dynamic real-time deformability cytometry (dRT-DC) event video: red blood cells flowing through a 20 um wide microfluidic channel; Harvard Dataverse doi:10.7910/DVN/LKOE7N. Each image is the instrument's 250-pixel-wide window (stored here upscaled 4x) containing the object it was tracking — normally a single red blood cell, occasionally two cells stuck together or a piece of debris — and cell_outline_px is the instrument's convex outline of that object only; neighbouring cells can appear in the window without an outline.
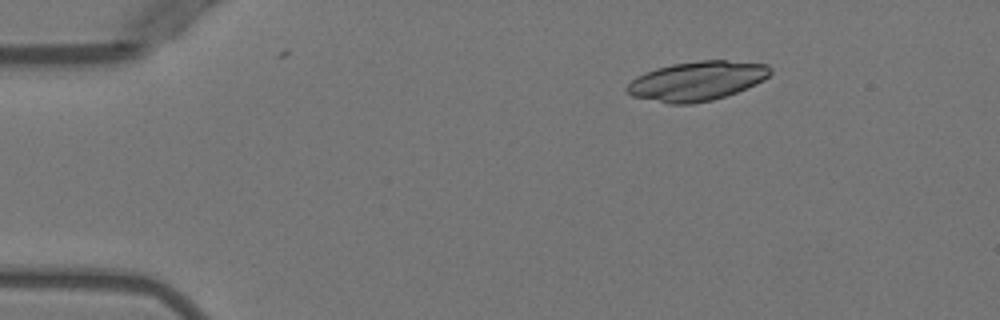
{"species": "Egyptian fruit bat (a non-hibernating species)", "species_latin": "Rousettus aegyptiacus", "temperature_condition": "warm", "stored_images_in_passage": 5, "camera_frame_rate_fps": 3000, "um_per_image_px": 0.085, "animal": {"sex": "female"}, "frame": {"image": 1, "passage_image": 2, "time_ms": 1.0, "image_size_px": [1000, 320], "cell_outline_px": [[772, 72], [764, 80], [756, 84], [736, 92], [712, 100], [692, 104], [668, 104], [632, 96], [624, 92], [624, 88], [636, 76], [656, 68], [672, 64], [700, 60], [724, 60], [768, 64], [772, 68]], "centroid_in_image_um": [59.22, 6.88], "position_along_channel_um": 25.8, "area_um2": 33.0}}